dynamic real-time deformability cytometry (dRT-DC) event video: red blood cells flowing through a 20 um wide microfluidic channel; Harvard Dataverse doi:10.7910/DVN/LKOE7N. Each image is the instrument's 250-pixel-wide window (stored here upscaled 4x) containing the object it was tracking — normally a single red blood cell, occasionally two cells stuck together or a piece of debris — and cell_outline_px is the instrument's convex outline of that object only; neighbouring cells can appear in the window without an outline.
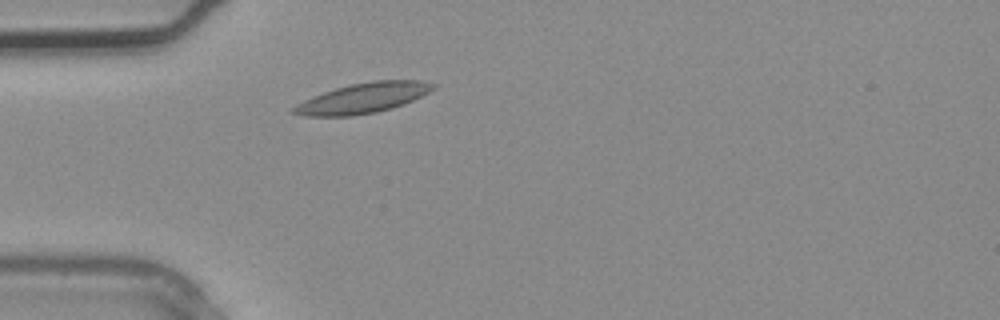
{"species": "common noctule bat (a hibernating species)", "species_latin": "Nyctalus noctula", "temperature_condition": "warm", "stored_images_in_passage": 2, "camera_frame_rate_fps": 3000, "um_per_image_px": 0.085, "animal": {"sex": "male", "body_mass_g": 20.4}, "frame": {"image": 1, "passage_image": 2, "time_ms": 0.333, "image_size_px": [1000, 320], "cell_outline_px": [[436, 88], [404, 104], [392, 108], [376, 112], [352, 116], [304, 116], [288, 112], [296, 104], [312, 96], [336, 88], [352, 84], [372, 80], [420, 80], [436, 84]], "centroid_in_image_um": [30.83, 8.34], "position_along_channel_um": 54.2, "area_um2": 24.51}}